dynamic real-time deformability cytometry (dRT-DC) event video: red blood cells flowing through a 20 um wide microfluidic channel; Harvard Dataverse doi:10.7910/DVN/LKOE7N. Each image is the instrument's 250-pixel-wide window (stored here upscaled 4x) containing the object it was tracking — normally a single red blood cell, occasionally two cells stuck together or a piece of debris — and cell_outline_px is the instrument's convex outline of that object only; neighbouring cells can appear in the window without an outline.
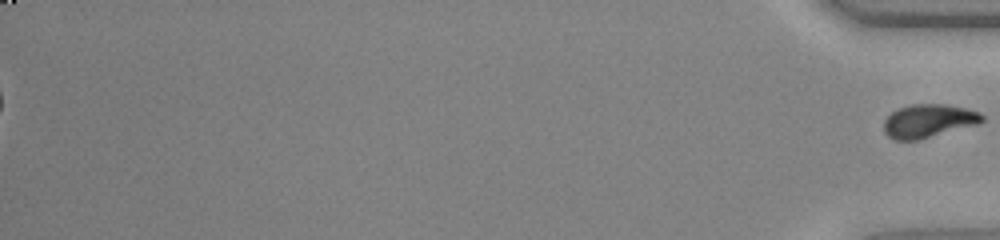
{"species": "common noctule bat (a hibernating species)", "species_latin": "Nyctalus noctula", "temperature_condition": "warm", "stored_images_in_passage": 55, "segment_of_instrument_passage": [2, 2], "camera_frame_rate_fps": 3000, "um_per_image_px": 0.085, "animal": {"sex": "female", "body_mass_g": 23.0, "forearm_length_mm": 53.4}, "frame": {"image": 1, "passage_image": 55, "time_ms": 18.0, "image_size_px": [1000, 240], "cell_outline_px": [[984, 120], [980, 124], [920, 140], [896, 140], [888, 136], [884, 132], [884, 120], [892, 112], [900, 108], [912, 104], [948, 104], [980, 112], [984, 116]], "centroid_in_image_um": [78.96, 10.29], "position_along_channel_um": 356.2, "area_um2": 19.31}}